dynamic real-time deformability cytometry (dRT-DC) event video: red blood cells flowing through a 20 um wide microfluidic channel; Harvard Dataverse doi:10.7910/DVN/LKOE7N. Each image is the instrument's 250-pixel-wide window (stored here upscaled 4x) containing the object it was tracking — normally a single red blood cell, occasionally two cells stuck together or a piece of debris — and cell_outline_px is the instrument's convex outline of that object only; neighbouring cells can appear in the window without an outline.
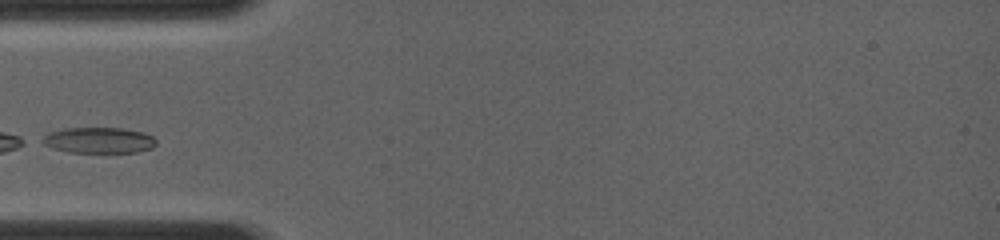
{"species": "common noctule bat (a hibernating species)", "species_latin": "Nyctalus noctula", "temperature_condition": "room temperature", "stored_images_in_passage": 2, "camera_frame_rate_fps": 4000, "um_per_image_px": 0.085, "animal": {"sex": "female", "body_mass_g": 19.0, "forearm_length_mm": 56.7}, "frame": {"image": 1, "passage_image": 1, "time_ms": 0.0, "image_size_px": [1000, 240], "cell_outline_px": [[156, 144], [152, 148], [136, 152], [68, 152], [52, 148], [36, 140], [48, 132], [60, 128], [120, 128], [140, 132], [152, 136], [156, 140]], "centroid_in_image_um": [8.3, 11.92], "position_along_channel_um": 76.7, "area_um2": 17.28}}